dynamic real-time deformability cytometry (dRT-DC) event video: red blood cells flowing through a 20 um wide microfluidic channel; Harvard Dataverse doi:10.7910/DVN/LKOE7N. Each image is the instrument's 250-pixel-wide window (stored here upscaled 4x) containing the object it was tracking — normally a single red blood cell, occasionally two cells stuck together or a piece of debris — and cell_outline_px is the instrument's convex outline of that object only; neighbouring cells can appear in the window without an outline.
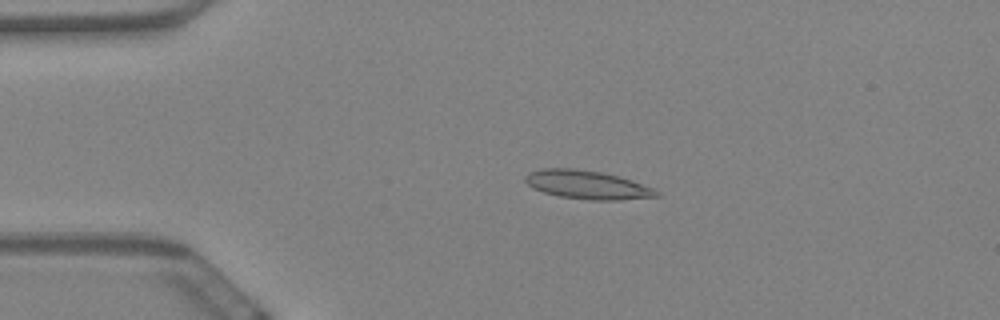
{"species": "Egyptian fruit bat (a non-hibernating species)", "species_latin": "Rousettus aegyptiacus", "temperature_condition": "warm", "stored_images_in_passage": 59, "camera_frame_rate_fps": 3000, "um_per_image_px": 0.085, "animal": {"sex": "female"}, "frame": {"image": 1, "passage_image": 12, "time_ms": 3.667, "image_size_px": [1000, 320], "cell_outline_px": [[660, 196], [620, 200], [592, 200], [560, 196], [544, 192], [532, 188], [524, 180], [524, 176], [528, 172], [544, 168], [572, 168], [600, 172], [620, 176], [632, 180], [652, 188], [660, 192]], "centroid_in_image_um": [49.9, 15.7], "position_along_channel_um": 35.1, "area_um2": 21.79}}
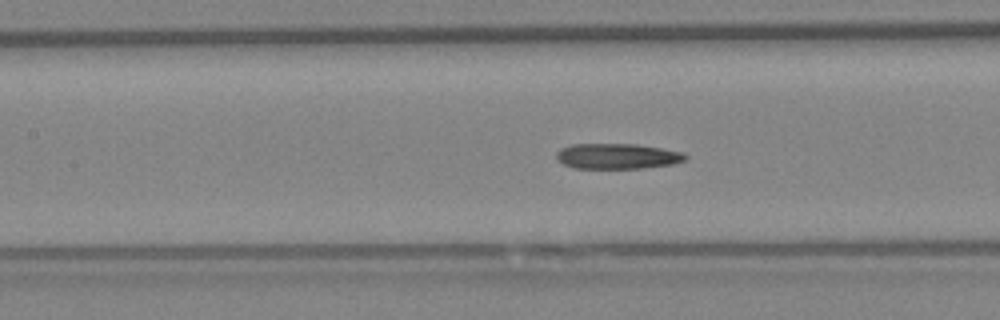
{"frame": {"image": 2, "passage_image": 26, "time_ms": 8.333, "image_size_px": [1000, 320], "cell_outline_px": [[688, 156], [684, 160], [672, 164], [644, 168], [576, 168], [564, 164], [556, 160], [556, 152], [560, 148], [572, 144], [636, 144], [660, 148], [680, 152]], "centroid_in_image_um": [52.42, 13.27], "position_along_channel_um": 155.0, "area_um2": 19.02}}
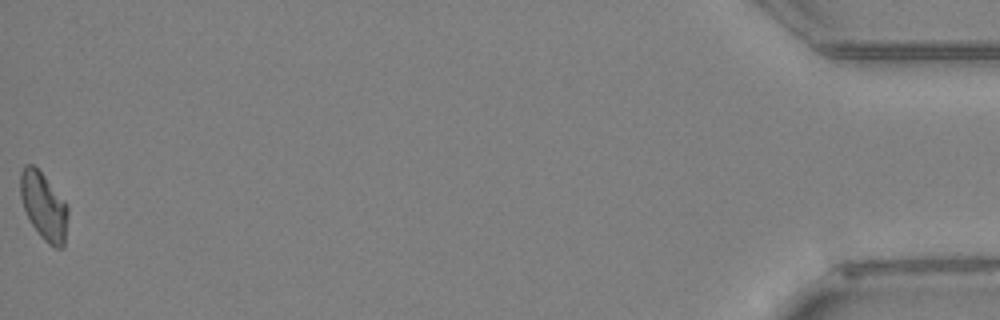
{"frame": {"image": 3, "passage_image": 59, "time_ms": 19.333, "image_size_px": [1000, 320], "cell_outline_px": [[68, 216], [64, 248], [56, 248], [48, 244], [40, 236], [32, 224], [24, 208], [20, 196], [20, 172], [24, 164], [32, 164], [44, 176], [68, 204]], "centroid_in_image_um": [3.73, 17.54], "position_along_channel_um": 431.5, "area_um2": 18.73}}